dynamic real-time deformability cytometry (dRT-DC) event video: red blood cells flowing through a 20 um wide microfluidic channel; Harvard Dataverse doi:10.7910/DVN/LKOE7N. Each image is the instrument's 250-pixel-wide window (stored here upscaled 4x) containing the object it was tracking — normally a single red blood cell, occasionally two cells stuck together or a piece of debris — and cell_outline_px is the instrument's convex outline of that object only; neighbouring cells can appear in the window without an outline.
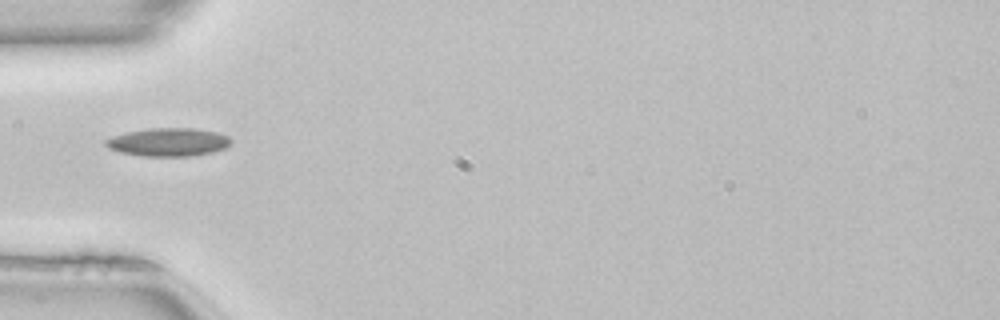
{"species": "common noctule bat (a hibernating species)", "species_latin": "Nyctalus noctula", "temperature_condition": "room temperature", "stored_images_in_passage": 35, "camera_frame_rate_fps": 3000, "um_per_image_px": 0.085, "animal": {"sex": "female", "body_mass_g": 22.7, "forearm_length_mm": 54.2}, "frame": {"image": 1, "passage_image": 1, "time_ms": 0.0, "image_size_px": [1000, 320], "cell_outline_px": [[232, 140], [224, 148], [212, 152], [192, 156], [144, 156], [120, 152], [108, 148], [104, 144], [104, 140], [112, 136], [128, 132], [148, 128], [196, 128], [216, 132], [228, 136]], "centroid_in_image_um": [14.29, 12.07], "position_along_channel_um": 70.7, "area_um2": 20.58}, "authors_computed_cell_mechanics": {"area_um2": 18.0336, "velocity_mm_per_s": 4.0829, "shape_relaxation_time_tau1_ms": null, "shape_relaxation_time_tau2_ms": 4.3681, "deformation_change_tau1": null, "deformation_change_tau2": 0.124}}